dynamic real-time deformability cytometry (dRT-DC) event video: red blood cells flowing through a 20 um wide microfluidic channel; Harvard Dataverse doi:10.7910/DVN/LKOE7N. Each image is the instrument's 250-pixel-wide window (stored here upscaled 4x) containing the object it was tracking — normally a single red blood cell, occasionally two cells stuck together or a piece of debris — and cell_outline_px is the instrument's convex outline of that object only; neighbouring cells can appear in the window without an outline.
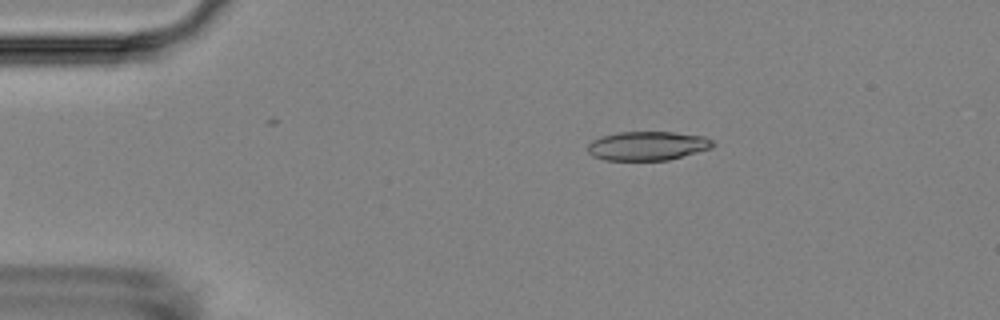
{"species": "Egyptian fruit bat (a non-hibernating species)", "species_latin": "Rousettus aegyptiacus", "temperature_condition": "room temperature", "stored_images_in_passage": 4, "camera_frame_rate_fps": 3000, "um_per_image_px": 0.085, "animal": {"sex": "female"}, "frame": {"image": 1, "passage_image": 4, "time_ms": 3.333, "image_size_px": [1000, 320], "cell_outline_px": [[716, 144], [712, 148], [668, 160], [604, 160], [592, 156], [588, 152], [588, 144], [592, 140], [600, 136], [620, 132], [672, 132], [704, 136], [712, 140]], "centroid_in_image_um": [55.03, 12.4], "position_along_channel_um": 30.0, "area_um2": 21.21}}